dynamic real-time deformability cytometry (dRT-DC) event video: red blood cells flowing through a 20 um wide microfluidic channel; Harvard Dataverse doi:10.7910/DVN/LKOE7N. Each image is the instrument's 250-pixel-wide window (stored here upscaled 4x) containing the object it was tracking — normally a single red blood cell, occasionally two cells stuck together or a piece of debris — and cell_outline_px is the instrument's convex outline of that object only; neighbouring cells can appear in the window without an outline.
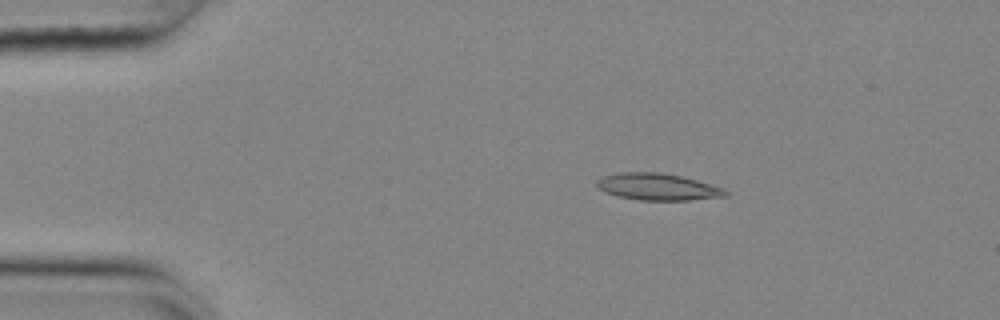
{"species": "common noctule bat (a hibernating species)", "species_latin": "Nyctalus noctula", "temperature_condition": "cold", "stored_images_in_passage": 46, "camera_frame_rate_fps": 3000, "um_per_image_px": 0.085, "animal": {"sex": "female", "body_mass_g": 25.1}, "frame": {"image": 1, "passage_image": 1, "time_ms": 0.0, "image_size_px": [1000, 320], "cell_outline_px": [[728, 196], [688, 200], [640, 200], [620, 196], [604, 192], [596, 184], [596, 180], [604, 176], [620, 172], [660, 172], [680, 176], [696, 180], [724, 188], [728, 192]], "centroid_in_image_um": [55.91, 15.88], "position_along_channel_um": 29.1, "area_um2": 19.94}}
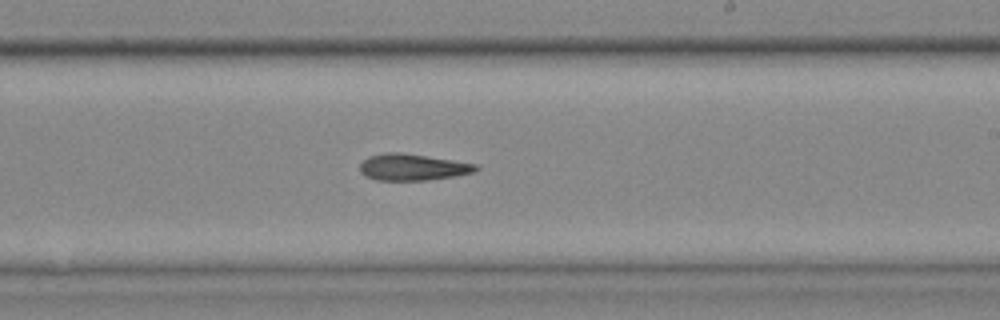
{"frame": {"image": 2, "passage_image": 24, "time_ms": 7.667, "image_size_px": [1000, 320], "cell_outline_px": [[480, 168], [472, 172], [456, 176], [428, 180], [376, 180], [364, 176], [360, 172], [360, 164], [368, 156], [384, 152], [400, 152], [452, 160], [476, 164]], "centroid_in_image_um": [35.03, 14.21], "position_along_channel_um": 254.0, "area_um2": 17.92}}
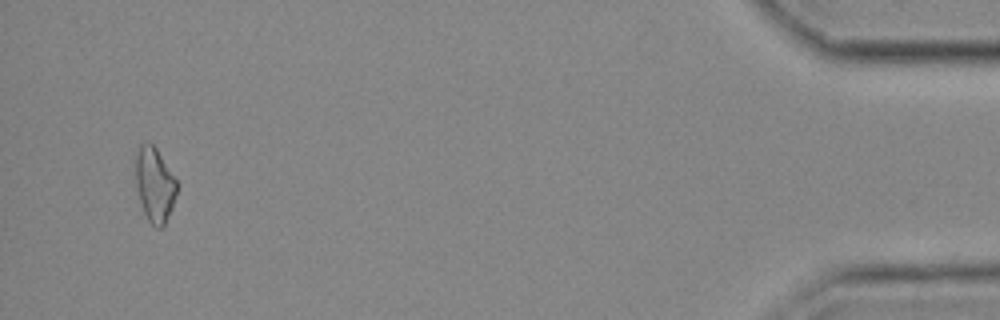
{"frame": {"image": 3, "passage_image": 44, "time_ms": 14.333, "image_size_px": [1000, 320], "cell_outline_px": [[180, 184], [172, 208], [164, 224], [160, 228], [156, 228], [148, 220], [144, 212], [140, 200], [136, 184], [136, 156], [140, 144], [148, 140], [156, 148]], "centroid_in_image_um": [13.18, 15.67], "position_along_channel_um": 422.0, "area_um2": 17.98}, "authors_computed_cell_mechanics": {"area_um2": 18.207, "velocity_mm_per_s": 3.6864, "shape_relaxation_time_tau1_ms": null, "shape_relaxation_time_tau2_ms": 7.3439, "deformation_change_tau1": null, "deformation_change_tau2": 0.1672}}